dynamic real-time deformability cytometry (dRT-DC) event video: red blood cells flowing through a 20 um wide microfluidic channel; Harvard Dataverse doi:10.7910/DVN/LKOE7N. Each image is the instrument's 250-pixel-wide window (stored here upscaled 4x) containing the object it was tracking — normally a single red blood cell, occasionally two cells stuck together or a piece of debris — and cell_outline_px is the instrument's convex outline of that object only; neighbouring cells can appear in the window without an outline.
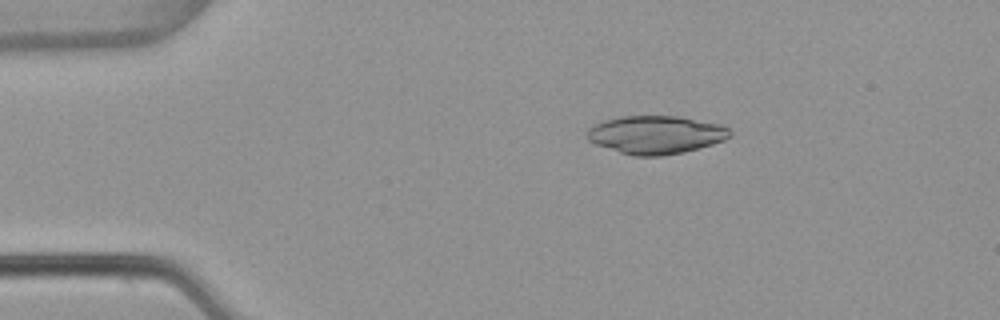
{"species": "common noctule bat (a hibernating species)", "species_latin": "Nyctalus noctula", "temperature_condition": "warm", "stored_images_in_passage": 6, "camera_frame_rate_fps": 3000, "um_per_image_px": 0.085, "animal": {"sex": "female", "body_mass_g": 22.7, "forearm_length_mm": 54.2}, "frame": {"image": 1, "passage_image": 3, "time_ms": 0.667, "image_size_px": [1000, 320], "cell_outline_px": [[732, 136], [724, 140], [712, 144], [684, 152], [660, 156], [632, 156], [596, 144], [588, 140], [588, 128], [604, 120], [620, 116], [680, 116], [720, 124], [728, 128], [732, 132]], "centroid_in_image_um": [55.77, 11.45], "position_along_channel_um": 29.2, "area_um2": 31.73}}